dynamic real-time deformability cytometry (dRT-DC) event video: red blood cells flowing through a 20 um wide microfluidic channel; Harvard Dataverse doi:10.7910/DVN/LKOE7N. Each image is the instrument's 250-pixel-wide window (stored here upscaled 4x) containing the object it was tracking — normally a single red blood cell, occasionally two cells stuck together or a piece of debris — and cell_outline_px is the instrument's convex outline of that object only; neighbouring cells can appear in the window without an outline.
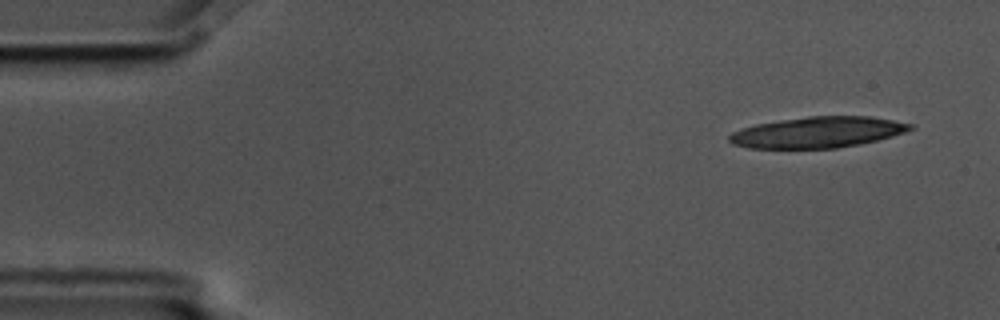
{"species": "common noctule bat (a hibernating species)", "species_latin": "Nyctalus noctula", "temperature_condition": "cold", "stored_images_in_passage": 9, "camera_frame_rate_fps": 3000, "um_per_image_px": 0.085, "animal": {"sex": "male", "body_mass_g": 17.5, "forearm_length_mm": 52.3}, "frame": {"image": 1, "passage_image": 1, "time_ms": 0.0, "image_size_px": [1000, 320], "cell_outline_px": [[916, 128], [892, 136], [860, 144], [836, 148], [748, 148], [732, 144], [728, 140], [728, 136], [732, 132], [740, 128], [756, 124], [780, 120], [808, 116], [872, 116], [916, 124]], "centroid_in_image_um": [69.52, 11.23], "position_along_channel_um": 15.5, "area_um2": 32.89}}